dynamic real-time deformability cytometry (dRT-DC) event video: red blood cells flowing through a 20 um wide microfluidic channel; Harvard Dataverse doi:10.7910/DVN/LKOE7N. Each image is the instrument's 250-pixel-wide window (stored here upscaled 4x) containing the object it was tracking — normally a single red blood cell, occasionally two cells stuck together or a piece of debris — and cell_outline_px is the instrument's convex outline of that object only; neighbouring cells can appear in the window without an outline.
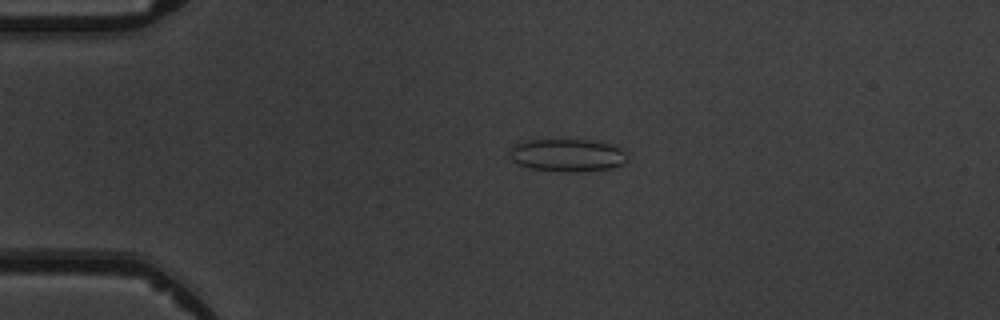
{"species": "common noctule bat (a hibernating species)", "species_latin": "Nyctalus noctula", "temperature_condition": "warm", "stored_images_in_passage": 5, "camera_frame_rate_fps": 3000, "um_per_image_px": 0.085, "animal": {"sex": "male", "body_mass_g": 19.5, "forearm_length_mm": 54.6}, "frame": {"image": 1, "passage_image": 4, "time_ms": 3.667, "image_size_px": [1000, 320], "cell_outline_px": [[624, 164], [612, 168], [580, 172], [568, 172], [528, 168], [516, 164], [512, 160], [508, 152], [512, 144], [520, 140], [592, 140], [624, 148]], "centroid_in_image_um": [48.15, 13.19], "position_along_channel_um": 36.9, "area_um2": 22.72}}